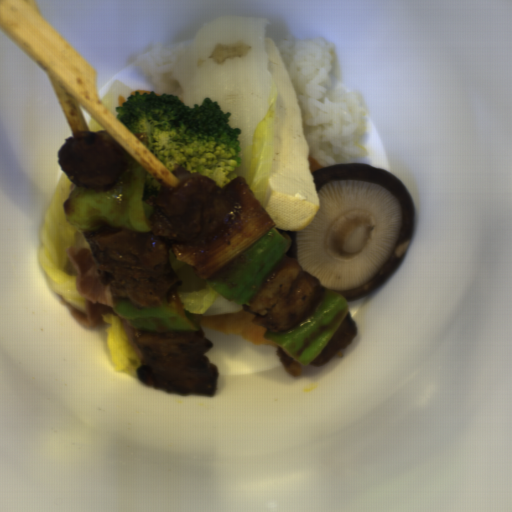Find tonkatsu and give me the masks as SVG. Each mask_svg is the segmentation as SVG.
I'll return each mask as SVG.
<instances>
[{"label": "tonkatsu", "instance_id": "1", "mask_svg": "<svg viewBox=\"0 0 512 512\" xmlns=\"http://www.w3.org/2000/svg\"><path fill=\"white\" fill-rule=\"evenodd\" d=\"M254 313L242 309L236 313H222L208 317L200 316V326L226 334L242 335L244 341L250 345L279 347L272 340L266 339L264 334L268 328L256 325L252 320Z\"/></svg>", "mask_w": 512, "mask_h": 512}, {"label": "tonkatsu", "instance_id": "2", "mask_svg": "<svg viewBox=\"0 0 512 512\" xmlns=\"http://www.w3.org/2000/svg\"><path fill=\"white\" fill-rule=\"evenodd\" d=\"M307 161L311 173L321 168H324L313 155H308Z\"/></svg>", "mask_w": 512, "mask_h": 512}]
</instances>
